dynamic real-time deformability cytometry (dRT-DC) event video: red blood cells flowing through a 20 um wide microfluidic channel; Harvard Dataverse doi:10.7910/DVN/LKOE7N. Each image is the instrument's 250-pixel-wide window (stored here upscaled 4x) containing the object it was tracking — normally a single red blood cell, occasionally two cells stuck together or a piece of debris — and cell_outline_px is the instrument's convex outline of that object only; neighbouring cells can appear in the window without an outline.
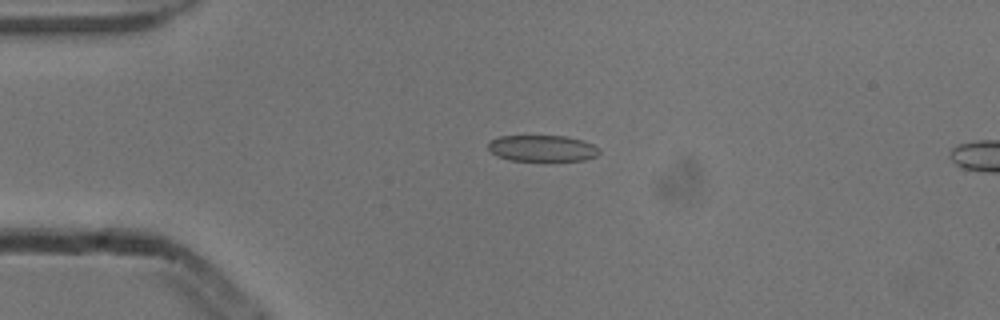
{"species": "common noctule bat (a hibernating species)", "species_latin": "Nyctalus noctula", "temperature_condition": "cold", "stored_images_in_passage": 5, "camera_frame_rate_fps": 3000, "um_per_image_px": 0.085, "animal": {"sex": "male", "body_mass_g": 13.3}, "frame": {"image": 1, "passage_image": 3, "time_ms": 0.667, "image_size_px": [1000, 320], "cell_outline_px": [[600, 152], [596, 156], [584, 160], [544, 164], [508, 160], [496, 156], [488, 148], [488, 144], [492, 140], [500, 136], [564, 136], [584, 140], [600, 148]], "centroid_in_image_um": [46.12, 12.67], "position_along_channel_um": 38.9, "area_um2": 18.03}}